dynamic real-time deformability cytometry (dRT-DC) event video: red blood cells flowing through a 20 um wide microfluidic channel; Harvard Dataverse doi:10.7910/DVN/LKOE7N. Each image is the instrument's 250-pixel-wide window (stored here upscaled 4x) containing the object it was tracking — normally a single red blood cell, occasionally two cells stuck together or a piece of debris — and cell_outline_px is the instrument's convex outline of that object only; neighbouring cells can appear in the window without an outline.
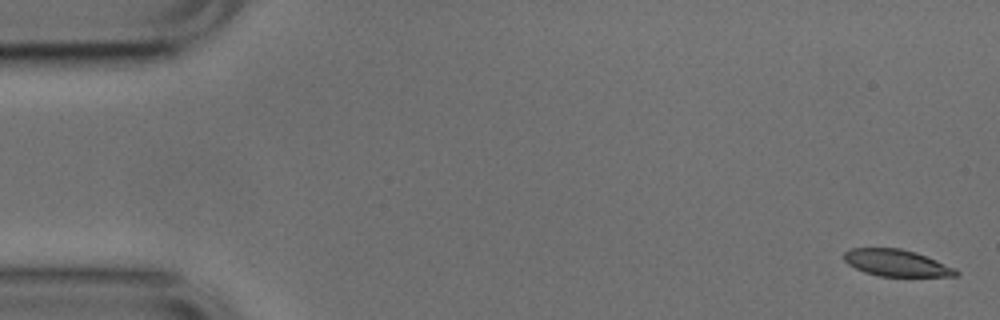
{"species": "common noctule bat (a hibernating species)", "species_latin": "Nyctalus noctula", "temperature_condition": "cold", "stored_images_in_passage": 6, "camera_frame_rate_fps": 3000, "um_per_image_px": 0.085, "animal": {"sex": "male", "body_mass_g": 17.9, "forearm_length_mm": 54.2}, "frame": {"image": 1, "passage_image": 1, "time_ms": 0.0, "image_size_px": [1000, 320], "cell_outline_px": [[960, 272], [956, 276], [880, 276], [864, 272], [848, 264], [844, 260], [844, 252], [852, 248], [900, 248], [916, 252], [956, 268]], "centroid_in_image_um": [76.21, 22.35], "position_along_channel_um": 8.8, "area_um2": 17.4}}
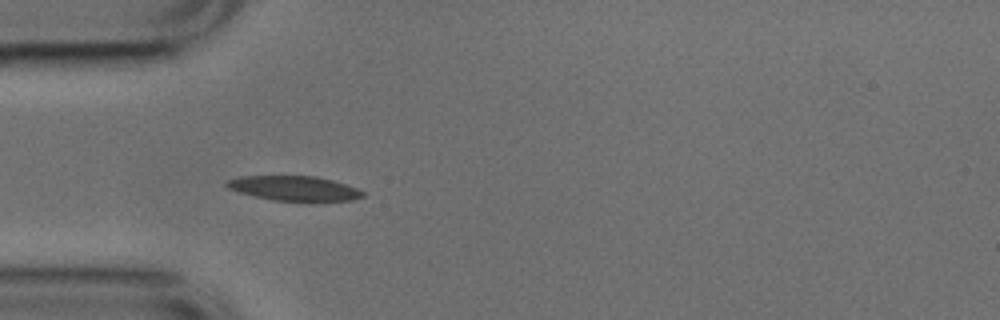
{"frame": {"image": 2, "passage_image": 5, "time_ms": 1.333, "image_size_px": [1000, 320], "cell_outline_px": [[364, 196], [352, 200], [272, 200], [240, 192], [228, 188], [224, 184], [228, 180], [240, 176], [312, 176], [332, 180], [356, 188], [364, 192]], "centroid_in_image_um": [24.97, 15.99], "position_along_channel_um": 60.0, "area_um2": 19.07}}